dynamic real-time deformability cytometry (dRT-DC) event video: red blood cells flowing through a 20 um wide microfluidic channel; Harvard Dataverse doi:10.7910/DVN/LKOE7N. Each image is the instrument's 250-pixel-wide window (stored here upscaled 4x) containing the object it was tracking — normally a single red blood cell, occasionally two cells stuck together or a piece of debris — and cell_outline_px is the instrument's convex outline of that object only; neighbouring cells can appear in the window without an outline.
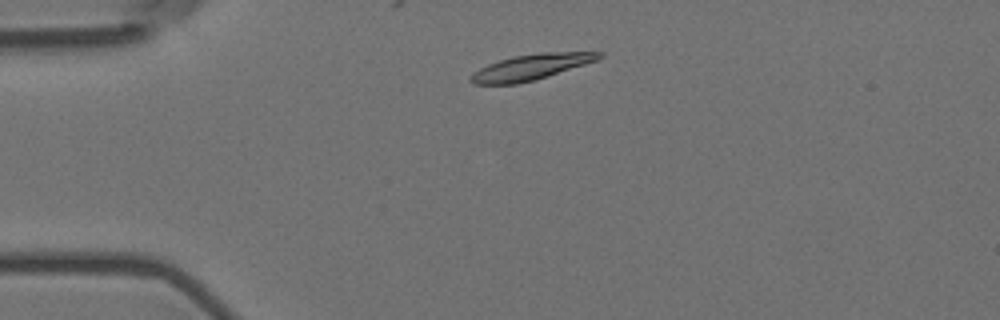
{"species": "Egyptian fruit bat (a non-hibernating species)", "species_latin": "Rousettus aegyptiacus", "temperature_condition": "room temperature", "stored_images_in_passage": 3, "camera_frame_rate_fps": 3000, "um_per_image_px": 0.085, "animal": {"sex": "female"}, "frame": {"image": 1, "passage_image": 2, "time_ms": 0.333, "image_size_px": [1000, 320], "cell_outline_px": [[604, 56], [596, 60], [536, 80], [520, 84], [472, 84], [472, 72], [488, 64], [512, 56], [540, 52], [604, 52]], "centroid_in_image_um": [45.13, 5.7], "position_along_channel_um": 39.9, "area_um2": 19.07}}